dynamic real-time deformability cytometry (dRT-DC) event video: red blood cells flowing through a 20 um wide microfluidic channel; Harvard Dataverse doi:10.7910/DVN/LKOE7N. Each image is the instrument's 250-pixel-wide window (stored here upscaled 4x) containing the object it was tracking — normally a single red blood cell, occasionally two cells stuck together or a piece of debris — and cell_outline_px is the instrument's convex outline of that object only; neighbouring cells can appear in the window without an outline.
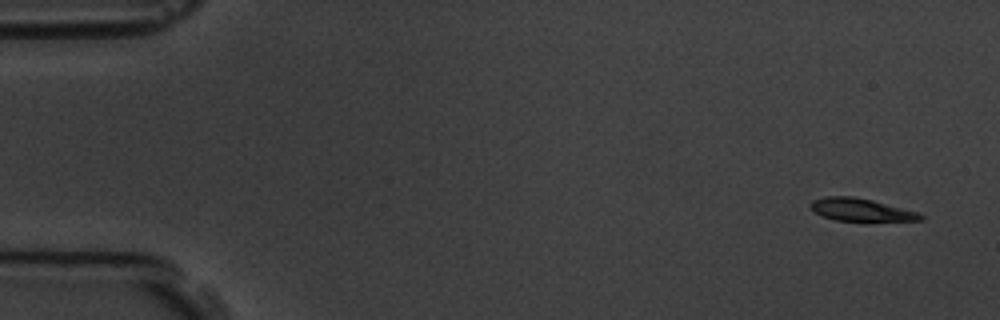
{"species": "common noctule bat (a hibernating species)", "species_latin": "Nyctalus noctula", "temperature_condition": "room temperature", "stored_images_in_passage": 6, "segment_of_instrument_passage": [1, 2], "camera_frame_rate_fps": 3000, "um_per_image_px": 0.085, "animal": {"sex": "male", "body_mass_g": 19.5, "forearm_length_mm": 54.6}, "frame": {"image": 1, "passage_image": 1, "time_ms": 0.0, "image_size_px": [1000, 320], "cell_outline_px": [[924, 220], [836, 220], [824, 216], [816, 212], [808, 204], [812, 200], [824, 196], [852, 196], [872, 200], [916, 212], [924, 216]], "centroid_in_image_um": [73.12, 17.81], "position_along_channel_um": 11.9, "area_um2": 14.05}}